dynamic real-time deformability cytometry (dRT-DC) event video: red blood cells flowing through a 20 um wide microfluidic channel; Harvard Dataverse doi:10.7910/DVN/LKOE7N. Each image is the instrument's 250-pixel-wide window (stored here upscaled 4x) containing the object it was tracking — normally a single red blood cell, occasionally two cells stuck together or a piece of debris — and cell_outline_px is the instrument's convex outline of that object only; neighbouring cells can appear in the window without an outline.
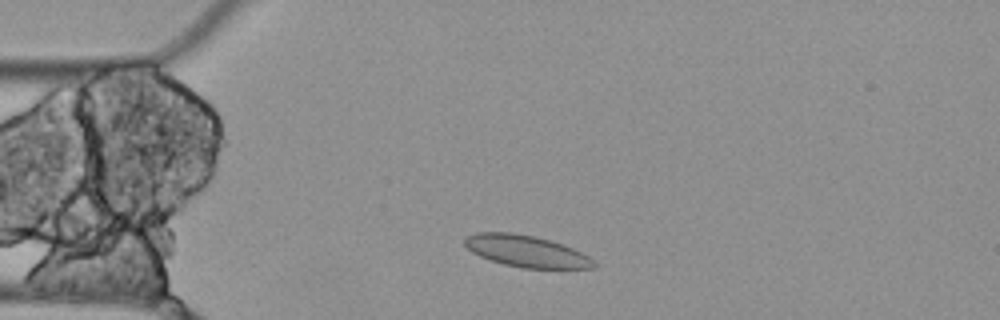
{"species": "Egyptian fruit bat (a non-hibernating species)", "species_latin": "Rousettus aegyptiacus", "temperature_condition": "cold", "stored_images_in_passage": 4, "camera_frame_rate_fps": 3000, "um_per_image_px": 0.085, "animal": {"sex": "female"}, "frame": {"image": 1, "passage_image": 2, "time_ms": 0.333, "image_size_px": [1000, 320], "cell_outline_px": [[596, 268], [524, 268], [504, 264], [488, 260], [472, 252], [464, 244], [464, 236], [476, 232], [512, 232], [532, 236], [548, 240], [572, 248], [588, 256], [596, 264]], "centroid_in_image_um": [44.67, 21.35], "position_along_channel_um": 40.3, "area_um2": 23.64}}
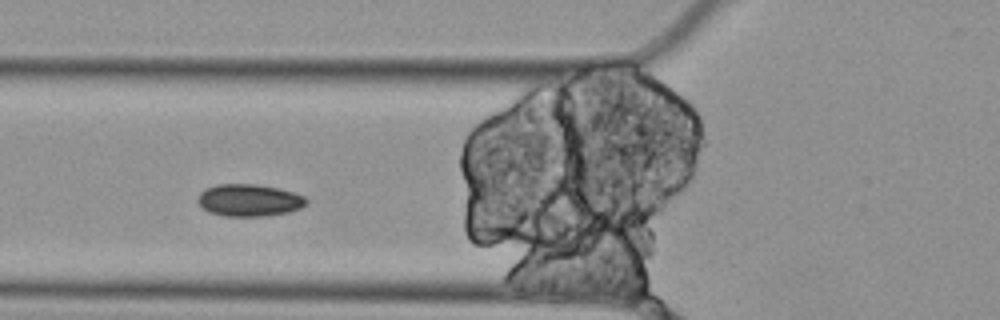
{"frame": {"image": 2, "passage_image": 4, "time_ms": 1.0, "image_size_px": [1000, 320], "cell_outline_px": [[308, 204], [300, 208], [288, 212], [268, 216], [224, 216], [208, 212], [196, 200], [200, 192], [204, 188], [216, 184], [256, 184], [276, 188], [292, 192], [304, 196], [308, 200]], "centroid_in_image_um": [21.16, 17.02], "position_along_channel_um": 104.6, "area_um2": 20.46}}